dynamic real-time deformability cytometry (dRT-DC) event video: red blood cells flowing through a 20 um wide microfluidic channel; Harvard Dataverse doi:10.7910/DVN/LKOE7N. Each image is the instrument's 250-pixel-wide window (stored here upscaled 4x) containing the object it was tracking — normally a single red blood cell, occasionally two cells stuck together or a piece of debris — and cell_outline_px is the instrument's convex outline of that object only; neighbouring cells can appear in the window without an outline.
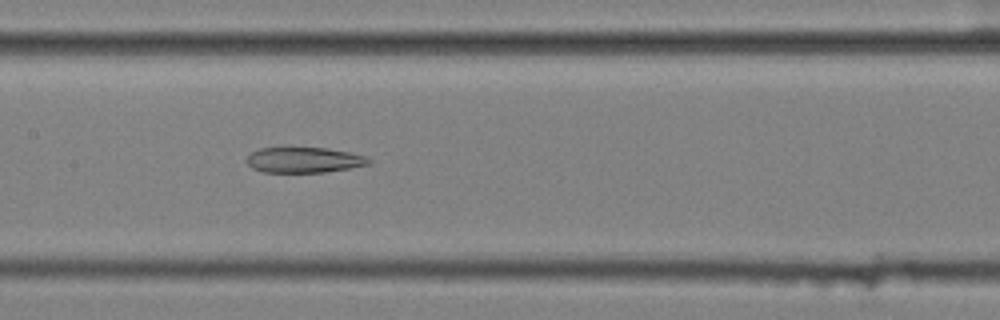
{"species": "common noctule bat (a hibernating species)", "species_latin": "Nyctalus noctula", "temperature_condition": "cold", "stored_images_in_passage": 7, "segment_of_instrument_passage": [2, 2], "camera_frame_rate_fps": 3000, "um_per_image_px": 0.085, "animal": {"sex": "female", "body_mass_g": 25.1}, "frame": {"image": 1, "passage_image": 7, "time_ms": 2.0, "image_size_px": [1000, 320], "cell_outline_px": [[372, 164], [324, 172], [264, 172], [252, 168], [248, 164], [248, 156], [252, 152], [260, 148], [328, 148], [348, 152], [364, 156], [372, 160]], "centroid_in_image_um": [25.86, 13.6], "position_along_channel_um": 181.5, "area_um2": 17.92}}